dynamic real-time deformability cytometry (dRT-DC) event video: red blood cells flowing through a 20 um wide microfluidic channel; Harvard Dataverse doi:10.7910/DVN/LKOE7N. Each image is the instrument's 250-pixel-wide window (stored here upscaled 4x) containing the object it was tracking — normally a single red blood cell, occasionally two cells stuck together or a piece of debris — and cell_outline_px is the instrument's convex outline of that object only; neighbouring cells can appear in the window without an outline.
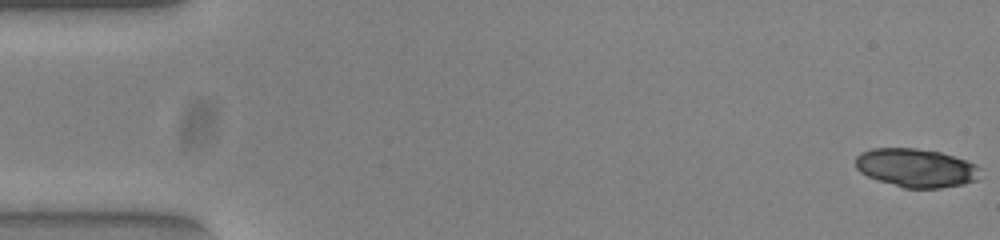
{"species": "common noctule bat (a hibernating species)", "species_latin": "Nyctalus noctula", "temperature_condition": "warm", "stored_images_in_passage": 14, "camera_frame_rate_fps": 3000, "um_per_image_px": 0.085, "animal": {"sex": "female", "body_mass_g": 23.0, "forearm_length_mm": 53.4}, "frame": {"image": 1, "passage_image": 1, "time_ms": 0.0, "image_size_px": [1000, 240], "cell_outline_px": [[980, 168], [976, 180], [964, 184], [940, 188], [904, 188], [876, 180], [860, 172], [856, 168], [856, 156], [860, 152], [872, 148], [916, 148], [940, 152], [968, 160], [976, 164]], "centroid_in_image_um": [77.85, 14.26], "position_along_channel_um": 7.1, "area_um2": 28.21}}